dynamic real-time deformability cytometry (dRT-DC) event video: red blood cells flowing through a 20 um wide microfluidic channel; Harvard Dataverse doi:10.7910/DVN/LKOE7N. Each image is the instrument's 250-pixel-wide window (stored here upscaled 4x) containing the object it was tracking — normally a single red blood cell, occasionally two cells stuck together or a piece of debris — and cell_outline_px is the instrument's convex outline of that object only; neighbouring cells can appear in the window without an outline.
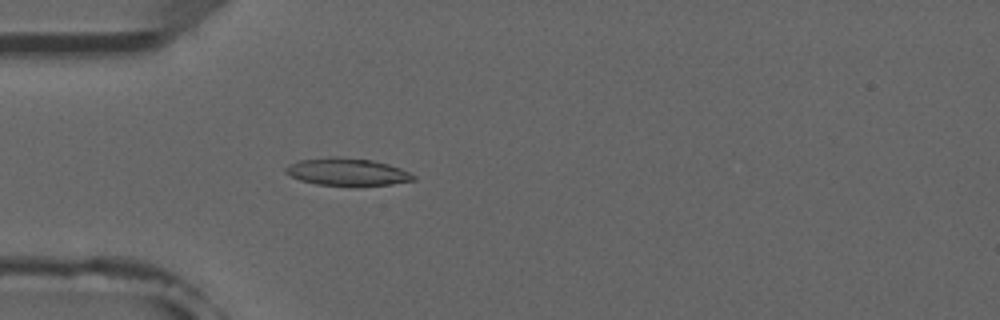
{"species": "common noctule bat (a hibernating species)", "species_latin": "Nyctalus noctula", "temperature_condition": "room temperature", "stored_images_in_passage": 5, "camera_frame_rate_fps": 3000, "um_per_image_px": 0.085, "animal": {"sex": "male", "forearm_length_mm": 52.5}, "frame": {"image": 1, "passage_image": 5, "time_ms": 4.667, "image_size_px": [1000, 320], "cell_outline_px": [[416, 180], [392, 184], [316, 184], [300, 180], [284, 172], [284, 168], [288, 164], [300, 160], [332, 156], [340, 156], [372, 160], [388, 164], [400, 168], [416, 176]], "centroid_in_image_um": [29.49, 14.58], "position_along_channel_um": 55.5, "area_um2": 20.06}}